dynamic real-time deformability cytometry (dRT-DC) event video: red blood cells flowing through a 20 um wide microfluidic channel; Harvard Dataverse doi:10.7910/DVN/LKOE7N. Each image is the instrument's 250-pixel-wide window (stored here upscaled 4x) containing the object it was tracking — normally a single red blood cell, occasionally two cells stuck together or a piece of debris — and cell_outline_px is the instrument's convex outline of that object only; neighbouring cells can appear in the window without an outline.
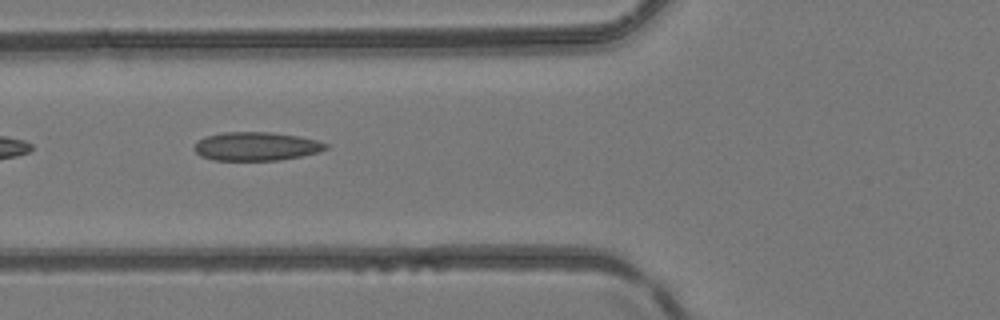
{"species": "common noctule bat (a hibernating species)", "species_latin": "Nyctalus noctula", "temperature_condition": "room temperature", "stored_images_in_passage": 6, "camera_frame_rate_fps": 3000, "um_per_image_px": 0.085, "animal": {"sex": "female", "body_mass_g": 24.6, "forearm_length_mm": 56.2}, "frame": {"image": 1, "passage_image": 6, "time_ms": 5.667, "image_size_px": [1000, 320], "cell_outline_px": [[328, 148], [320, 152], [280, 160], [212, 160], [200, 156], [192, 148], [204, 136], [224, 132], [268, 132], [300, 136], [316, 140], [328, 144]], "centroid_in_image_um": [21.77, 12.44], "position_along_channel_um": 104.0, "area_um2": 21.96}}